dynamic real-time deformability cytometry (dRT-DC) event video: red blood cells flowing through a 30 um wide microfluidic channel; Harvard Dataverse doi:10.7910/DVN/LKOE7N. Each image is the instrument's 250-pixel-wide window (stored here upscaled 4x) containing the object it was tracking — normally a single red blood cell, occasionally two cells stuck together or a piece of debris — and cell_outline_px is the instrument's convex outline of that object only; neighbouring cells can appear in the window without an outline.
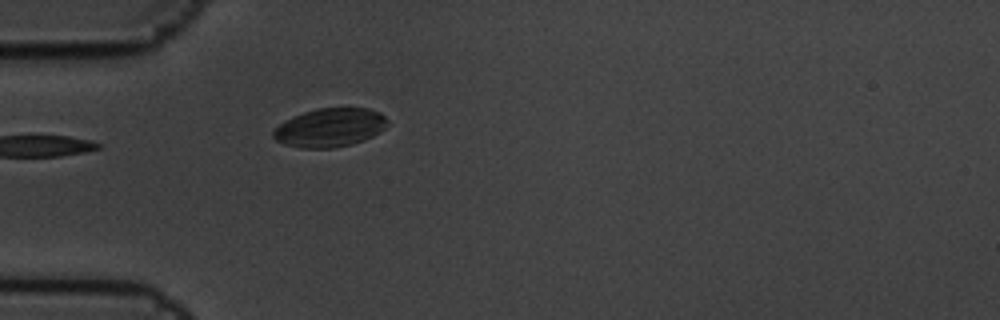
{"species": "common noctule bat (a hibernating species)", "species_latin": "Nyctalus noctula", "temperature_condition": "cold", "stored_images_in_passage": 3, "camera_frame_rate_fps": 3000, "um_per_image_px": 0.085, "animal": {"sex": "male", "body_mass_g": 19.5, "forearm_length_mm": 54.6}, "frame": {"image": 1, "passage_image": 3, "time_ms": 0.667, "image_size_px": [1000, 320], "cell_outline_px": [[388, 124], [380, 132], [364, 140], [352, 144], [332, 148], [300, 148], [284, 144], [276, 140], [272, 136], [272, 132], [284, 120], [292, 116], [316, 108], [368, 108], [380, 112], [388, 120]], "centroid_in_image_um": [28.04, 10.84], "position_along_channel_um": 57.0, "area_um2": 25.84}}